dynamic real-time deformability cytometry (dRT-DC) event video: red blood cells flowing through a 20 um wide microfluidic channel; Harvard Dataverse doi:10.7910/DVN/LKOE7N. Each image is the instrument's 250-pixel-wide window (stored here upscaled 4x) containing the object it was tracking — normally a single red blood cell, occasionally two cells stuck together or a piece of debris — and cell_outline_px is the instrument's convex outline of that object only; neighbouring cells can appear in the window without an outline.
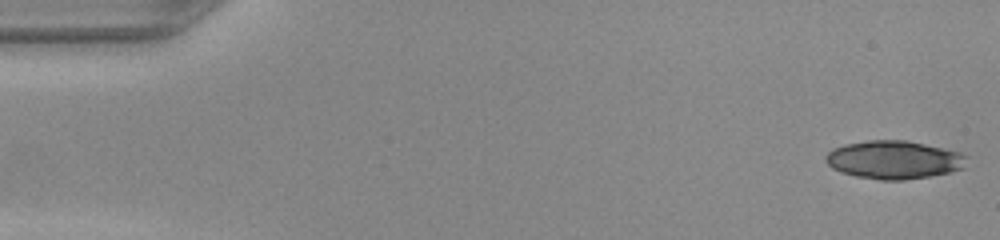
{"species": "common noctule bat (a hibernating species)", "species_latin": "Nyctalus noctula", "temperature_condition": "warm", "stored_images_in_passage": 32, "camera_frame_rate_fps": 3000, "um_per_image_px": 0.085, "animal": {"sex": "female", "body_mass_g": 22.0, "forearm_length_mm": 56.7}, "frame": {"image": 1, "passage_image": 1, "time_ms": 0.0, "image_size_px": [1000, 240], "cell_outline_px": [[968, 156], [964, 168], [948, 172], [928, 176], [904, 180], [880, 180], [856, 176], [840, 172], [832, 168], [824, 160], [824, 156], [832, 148], [844, 144], [868, 140], [908, 140], [960, 152]], "centroid_in_image_um": [75.95, 13.57], "position_along_channel_um": 9.0, "area_um2": 31.56}}
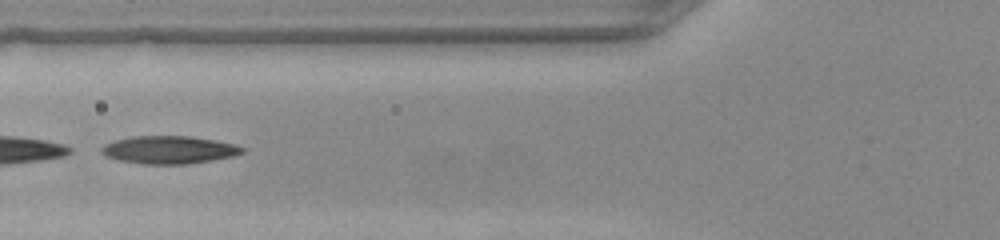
{"frame": {"image": 2, "passage_image": 19, "time_ms": 6.0, "image_size_px": [1000, 240], "cell_outline_px": [[244, 152], [232, 156], [212, 160], [188, 164], [144, 164], [116, 160], [104, 156], [100, 152], [100, 148], [104, 144], [116, 140], [132, 136], [188, 136], [216, 140], [236, 144], [244, 148]], "centroid_in_image_um": [14.33, 12.74], "position_along_channel_um": 111.5, "area_um2": 22.95}}
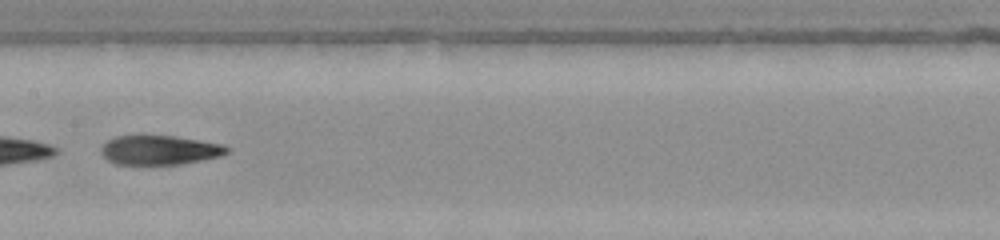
{"frame": {"image": 3, "passage_image": 25, "time_ms": 8.0, "image_size_px": [1000, 240], "cell_outline_px": [[228, 152], [220, 156], [180, 164], [116, 164], [108, 160], [100, 152], [100, 148], [108, 140], [116, 136], [144, 132], [176, 136], [224, 144], [228, 148]], "centroid_in_image_um": [13.52, 12.7], "position_along_channel_um": 193.9, "area_um2": 22.2}}